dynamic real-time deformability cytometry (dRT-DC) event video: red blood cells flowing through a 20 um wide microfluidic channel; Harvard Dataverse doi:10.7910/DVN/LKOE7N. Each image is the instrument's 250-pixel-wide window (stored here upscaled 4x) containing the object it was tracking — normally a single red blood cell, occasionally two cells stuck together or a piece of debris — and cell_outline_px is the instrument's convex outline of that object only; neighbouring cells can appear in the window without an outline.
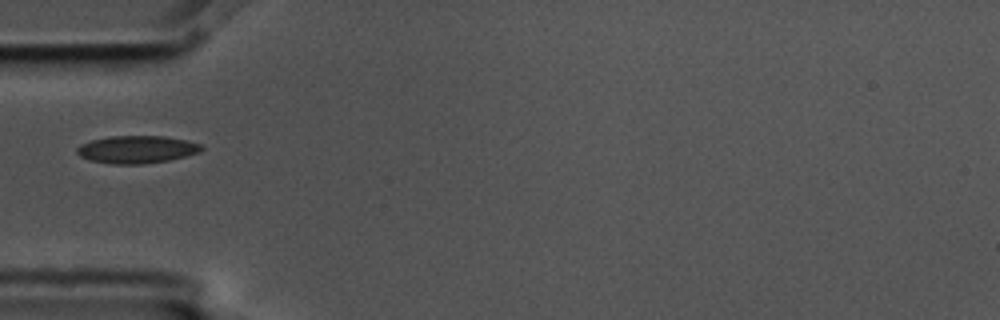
{"species": "common noctule bat (a hibernating species)", "species_latin": "Nyctalus noctula", "temperature_condition": "cold", "stored_images_in_passage": 1, "camera_frame_rate_fps": 3000, "um_per_image_px": 0.085, "animal": {"sex": "male", "body_mass_g": 17.5, "forearm_length_mm": 52.3}, "frame": {"image": 1, "passage_image": 1, "time_ms": 0.0, "image_size_px": [1000, 320], "cell_outline_px": [[204, 148], [200, 152], [168, 160], [144, 164], [112, 164], [88, 160], [80, 156], [76, 152], [76, 148], [80, 144], [92, 140], [108, 136], [164, 136], [184, 140], [200, 144]], "centroid_in_image_um": [11.58, 12.7], "position_along_channel_um": 73.4, "area_um2": 20.0}}